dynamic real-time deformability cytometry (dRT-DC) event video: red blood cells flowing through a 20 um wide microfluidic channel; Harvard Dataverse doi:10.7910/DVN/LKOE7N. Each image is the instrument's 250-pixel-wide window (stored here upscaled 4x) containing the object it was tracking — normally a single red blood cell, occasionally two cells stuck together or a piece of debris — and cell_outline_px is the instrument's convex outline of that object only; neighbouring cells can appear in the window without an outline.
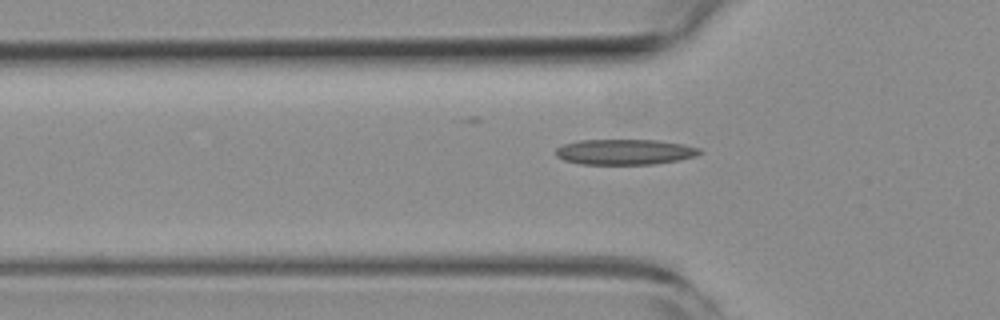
{"species": "common noctule bat (a hibernating species)", "species_latin": "Nyctalus noctula", "temperature_condition": "room temperature", "stored_images_in_passage": 38, "camera_frame_rate_fps": 3000, "um_per_image_px": 0.085, "animal": {"sex": "female", "body_mass_g": 19.3, "forearm_length_mm": 54.1}, "frame": {"image": 1, "passage_image": 4, "time_ms": 1.0, "image_size_px": [1000, 320], "cell_outline_px": [[704, 152], [692, 156], [676, 160], [652, 164], [580, 164], [564, 160], [556, 156], [556, 148], [564, 144], [580, 140], [656, 140], [684, 144], [700, 148]], "centroid_in_image_um": [53.08, 12.91], "position_along_channel_um": 72.7, "area_um2": 21.21}}
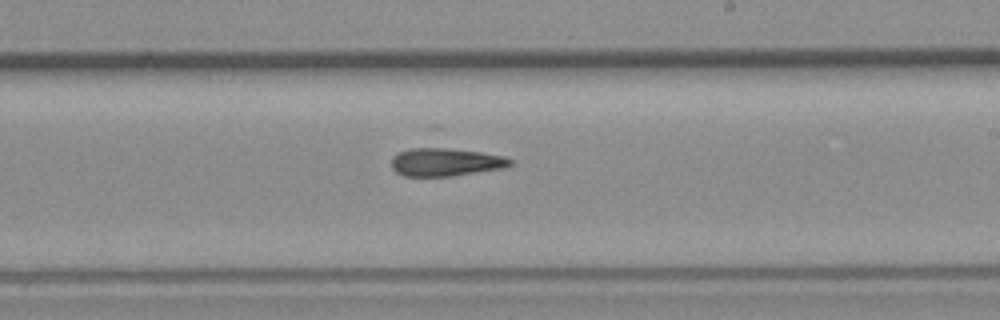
{"frame": {"image": 2, "passage_image": 18, "time_ms": 5.667, "image_size_px": [1000, 320], "cell_outline_px": [[512, 164], [508, 168], [452, 176], [404, 176], [396, 172], [392, 168], [392, 156], [400, 152], [412, 148], [432, 144], [436, 144], [504, 156], [512, 160]], "centroid_in_image_um": [37.89, 13.73], "position_along_channel_um": 251.1, "area_um2": 20.4}}
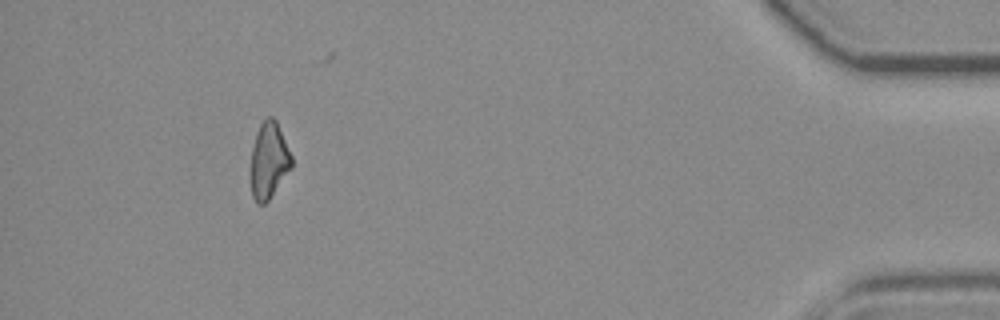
{"frame": {"image": 3, "passage_image": 36, "time_ms": 11.667, "image_size_px": [1000, 320], "cell_outline_px": [[292, 168], [268, 200], [264, 204], [260, 204], [252, 196], [252, 148], [256, 132], [260, 124], [268, 116], [272, 116], [276, 120], [292, 156]], "centroid_in_image_um": [22.88, 13.61], "position_along_channel_um": 412.3, "area_um2": 17.8}, "authors_computed_cell_mechanics": {"area_um2": 19.6809, "velocity_mm_per_s": 3.8135, "shape_relaxation_time_tau1_ms": 10.93, "shape_relaxation_time_tau2_ms": 9.2812, "deformation_change_tau1": 0.2181, "deformation_change_tau2": 0.2354}}